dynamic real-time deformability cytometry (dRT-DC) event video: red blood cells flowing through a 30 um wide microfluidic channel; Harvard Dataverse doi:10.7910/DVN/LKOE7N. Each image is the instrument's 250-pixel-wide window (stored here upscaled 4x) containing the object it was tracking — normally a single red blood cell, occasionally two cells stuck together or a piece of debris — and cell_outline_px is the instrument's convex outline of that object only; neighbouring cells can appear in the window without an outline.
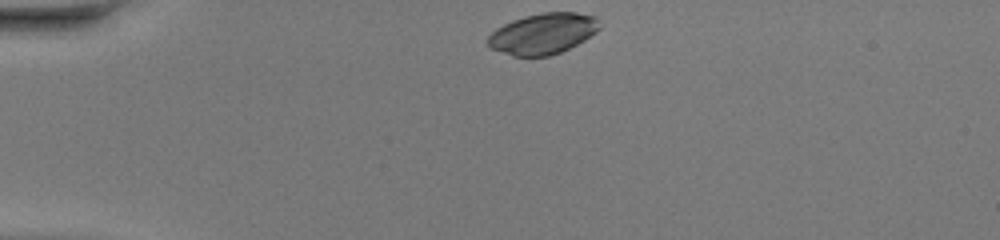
{"species": "common noctule bat (a hibernating species)", "species_latin": "Nyctalus noctula", "temperature_condition": "warm", "stored_images_in_passage": 38, "camera_frame_rate_fps": 3000, "um_per_image_px": 0.085, "animal": {"sex": "female", "body_mass_g": 20.0, "forearm_length_mm": 54.0}, "frame": {"image": 1, "passage_image": 1, "time_ms": 0.0, "image_size_px": [1000, 240], "cell_outline_px": [[600, 28], [596, 32], [584, 40], [560, 52], [548, 56], [512, 56], [492, 48], [488, 44], [488, 36], [496, 28], [512, 20], [524, 16], [544, 12], [576, 12], [600, 16]], "centroid_in_image_um": [46.19, 2.84], "position_along_channel_um": 38.8, "area_um2": 26.65}}
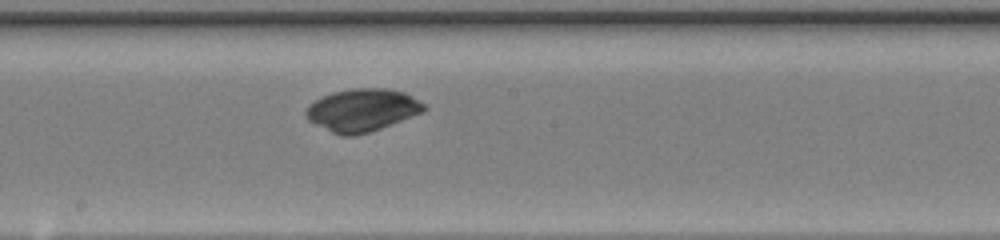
{"frame": {"image": 2, "passage_image": 17, "time_ms": 5.333, "image_size_px": [1000, 240], "cell_outline_px": [[428, 108], [424, 112], [380, 128], [368, 132], [352, 136], [340, 136], [308, 120], [304, 116], [304, 112], [308, 104], [320, 96], [332, 92], [352, 88], [388, 88], [404, 92], [428, 104]], "centroid_in_image_um": [30.79, 9.34], "position_along_channel_um": 217.4, "area_um2": 29.65}}
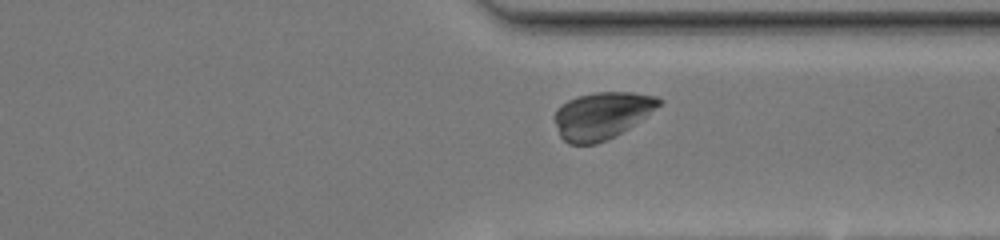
{"frame": {"image": 3, "passage_image": 27, "time_ms": 8.667, "image_size_px": [1000, 240], "cell_outline_px": [[664, 100], [660, 104], [628, 128], [616, 136], [608, 140], [596, 144], [568, 144], [560, 136], [552, 116], [556, 108], [568, 100], [576, 96], [592, 92], [632, 92], [656, 96]], "centroid_in_image_um": [51.09, 9.81], "position_along_channel_um": 360.3, "area_um2": 28.67}, "authors_computed_cell_mechanics": {"area_um2": 29.4202, "velocity_mm_per_s": 4.2772, "shape_relaxation_time_tau1_ms": 3.7659, "shape_relaxation_time_tau2_ms": null, "deformation_change_tau1": 0.2206, "deformation_change_tau2": null}}